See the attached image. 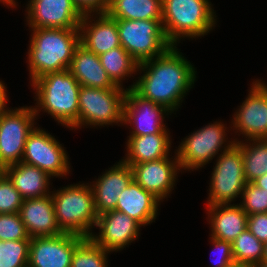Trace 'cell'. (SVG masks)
<instances>
[{
	"label": "cell",
	"mask_w": 267,
	"mask_h": 267,
	"mask_svg": "<svg viewBox=\"0 0 267 267\" xmlns=\"http://www.w3.org/2000/svg\"><path fill=\"white\" fill-rule=\"evenodd\" d=\"M209 183L206 205L231 204L241 199L246 178L241 147L235 142L216 157Z\"/></svg>",
	"instance_id": "9"
},
{
	"label": "cell",
	"mask_w": 267,
	"mask_h": 267,
	"mask_svg": "<svg viewBox=\"0 0 267 267\" xmlns=\"http://www.w3.org/2000/svg\"><path fill=\"white\" fill-rule=\"evenodd\" d=\"M83 14L106 13L110 0H73Z\"/></svg>",
	"instance_id": "37"
},
{
	"label": "cell",
	"mask_w": 267,
	"mask_h": 267,
	"mask_svg": "<svg viewBox=\"0 0 267 267\" xmlns=\"http://www.w3.org/2000/svg\"><path fill=\"white\" fill-rule=\"evenodd\" d=\"M4 174H5V167L0 165V179L3 177Z\"/></svg>",
	"instance_id": "44"
},
{
	"label": "cell",
	"mask_w": 267,
	"mask_h": 267,
	"mask_svg": "<svg viewBox=\"0 0 267 267\" xmlns=\"http://www.w3.org/2000/svg\"><path fill=\"white\" fill-rule=\"evenodd\" d=\"M31 240L19 213L0 214V241Z\"/></svg>",
	"instance_id": "33"
},
{
	"label": "cell",
	"mask_w": 267,
	"mask_h": 267,
	"mask_svg": "<svg viewBox=\"0 0 267 267\" xmlns=\"http://www.w3.org/2000/svg\"><path fill=\"white\" fill-rule=\"evenodd\" d=\"M115 20L121 46L138 64L162 55L172 46L160 20Z\"/></svg>",
	"instance_id": "8"
},
{
	"label": "cell",
	"mask_w": 267,
	"mask_h": 267,
	"mask_svg": "<svg viewBox=\"0 0 267 267\" xmlns=\"http://www.w3.org/2000/svg\"><path fill=\"white\" fill-rule=\"evenodd\" d=\"M250 267H267L266 263L250 264Z\"/></svg>",
	"instance_id": "43"
},
{
	"label": "cell",
	"mask_w": 267,
	"mask_h": 267,
	"mask_svg": "<svg viewBox=\"0 0 267 267\" xmlns=\"http://www.w3.org/2000/svg\"><path fill=\"white\" fill-rule=\"evenodd\" d=\"M228 267H250V264L249 263L233 262Z\"/></svg>",
	"instance_id": "41"
},
{
	"label": "cell",
	"mask_w": 267,
	"mask_h": 267,
	"mask_svg": "<svg viewBox=\"0 0 267 267\" xmlns=\"http://www.w3.org/2000/svg\"><path fill=\"white\" fill-rule=\"evenodd\" d=\"M19 215L31 238L58 236L63 233L56 221L51 194L24 199Z\"/></svg>",
	"instance_id": "20"
},
{
	"label": "cell",
	"mask_w": 267,
	"mask_h": 267,
	"mask_svg": "<svg viewBox=\"0 0 267 267\" xmlns=\"http://www.w3.org/2000/svg\"><path fill=\"white\" fill-rule=\"evenodd\" d=\"M172 115L165 107L143 98L133 88L126 89L123 124L131 128L129 136L170 132L164 120Z\"/></svg>",
	"instance_id": "13"
},
{
	"label": "cell",
	"mask_w": 267,
	"mask_h": 267,
	"mask_svg": "<svg viewBox=\"0 0 267 267\" xmlns=\"http://www.w3.org/2000/svg\"><path fill=\"white\" fill-rule=\"evenodd\" d=\"M90 238L108 252H120L138 239L142 225L127 214L112 210L98 215Z\"/></svg>",
	"instance_id": "16"
},
{
	"label": "cell",
	"mask_w": 267,
	"mask_h": 267,
	"mask_svg": "<svg viewBox=\"0 0 267 267\" xmlns=\"http://www.w3.org/2000/svg\"><path fill=\"white\" fill-rule=\"evenodd\" d=\"M126 89L81 86L78 94V129L123 124Z\"/></svg>",
	"instance_id": "7"
},
{
	"label": "cell",
	"mask_w": 267,
	"mask_h": 267,
	"mask_svg": "<svg viewBox=\"0 0 267 267\" xmlns=\"http://www.w3.org/2000/svg\"><path fill=\"white\" fill-rule=\"evenodd\" d=\"M210 0H162V25L171 45L202 38L217 25Z\"/></svg>",
	"instance_id": "4"
},
{
	"label": "cell",
	"mask_w": 267,
	"mask_h": 267,
	"mask_svg": "<svg viewBox=\"0 0 267 267\" xmlns=\"http://www.w3.org/2000/svg\"><path fill=\"white\" fill-rule=\"evenodd\" d=\"M79 32L80 44L98 56L121 46L116 20L107 13L84 14Z\"/></svg>",
	"instance_id": "18"
},
{
	"label": "cell",
	"mask_w": 267,
	"mask_h": 267,
	"mask_svg": "<svg viewBox=\"0 0 267 267\" xmlns=\"http://www.w3.org/2000/svg\"><path fill=\"white\" fill-rule=\"evenodd\" d=\"M30 86L36 94L33 106L36 117L39 118L41 111L46 112L64 128L78 130V94L81 85L69 69L44 74Z\"/></svg>",
	"instance_id": "3"
},
{
	"label": "cell",
	"mask_w": 267,
	"mask_h": 267,
	"mask_svg": "<svg viewBox=\"0 0 267 267\" xmlns=\"http://www.w3.org/2000/svg\"><path fill=\"white\" fill-rule=\"evenodd\" d=\"M0 3H2L3 5H6L9 9L10 8H17V5H15L12 0H0Z\"/></svg>",
	"instance_id": "40"
},
{
	"label": "cell",
	"mask_w": 267,
	"mask_h": 267,
	"mask_svg": "<svg viewBox=\"0 0 267 267\" xmlns=\"http://www.w3.org/2000/svg\"><path fill=\"white\" fill-rule=\"evenodd\" d=\"M183 55L177 45H172L162 55L138 64V80L135 78L126 89L133 88L143 98L176 114L197 81L196 68Z\"/></svg>",
	"instance_id": "1"
},
{
	"label": "cell",
	"mask_w": 267,
	"mask_h": 267,
	"mask_svg": "<svg viewBox=\"0 0 267 267\" xmlns=\"http://www.w3.org/2000/svg\"><path fill=\"white\" fill-rule=\"evenodd\" d=\"M250 86L242 105L232 115L229 128L235 136L242 135V141L267 139V84L256 78Z\"/></svg>",
	"instance_id": "12"
},
{
	"label": "cell",
	"mask_w": 267,
	"mask_h": 267,
	"mask_svg": "<svg viewBox=\"0 0 267 267\" xmlns=\"http://www.w3.org/2000/svg\"><path fill=\"white\" fill-rule=\"evenodd\" d=\"M225 124L221 120L208 123L188 134L180 142L175 152L181 171H195L203 168L235 143L234 137L228 139L229 133L226 132H229V128Z\"/></svg>",
	"instance_id": "6"
},
{
	"label": "cell",
	"mask_w": 267,
	"mask_h": 267,
	"mask_svg": "<svg viewBox=\"0 0 267 267\" xmlns=\"http://www.w3.org/2000/svg\"><path fill=\"white\" fill-rule=\"evenodd\" d=\"M161 202L149 191L142 188L134 179L122 190L116 211L127 214L142 226L155 222Z\"/></svg>",
	"instance_id": "22"
},
{
	"label": "cell",
	"mask_w": 267,
	"mask_h": 267,
	"mask_svg": "<svg viewBox=\"0 0 267 267\" xmlns=\"http://www.w3.org/2000/svg\"><path fill=\"white\" fill-rule=\"evenodd\" d=\"M106 13L113 19L162 22V0H110Z\"/></svg>",
	"instance_id": "26"
},
{
	"label": "cell",
	"mask_w": 267,
	"mask_h": 267,
	"mask_svg": "<svg viewBox=\"0 0 267 267\" xmlns=\"http://www.w3.org/2000/svg\"><path fill=\"white\" fill-rule=\"evenodd\" d=\"M34 107L9 108L0 117V165L20 163L28 135L38 124Z\"/></svg>",
	"instance_id": "11"
},
{
	"label": "cell",
	"mask_w": 267,
	"mask_h": 267,
	"mask_svg": "<svg viewBox=\"0 0 267 267\" xmlns=\"http://www.w3.org/2000/svg\"><path fill=\"white\" fill-rule=\"evenodd\" d=\"M25 6L29 28L79 29L84 15L73 0H29Z\"/></svg>",
	"instance_id": "14"
},
{
	"label": "cell",
	"mask_w": 267,
	"mask_h": 267,
	"mask_svg": "<svg viewBox=\"0 0 267 267\" xmlns=\"http://www.w3.org/2000/svg\"><path fill=\"white\" fill-rule=\"evenodd\" d=\"M125 157L126 164H137L159 160L172 156V138L170 132H159L142 136H127Z\"/></svg>",
	"instance_id": "23"
},
{
	"label": "cell",
	"mask_w": 267,
	"mask_h": 267,
	"mask_svg": "<svg viewBox=\"0 0 267 267\" xmlns=\"http://www.w3.org/2000/svg\"><path fill=\"white\" fill-rule=\"evenodd\" d=\"M12 2L16 5L18 2L17 0H12Z\"/></svg>",
	"instance_id": "45"
},
{
	"label": "cell",
	"mask_w": 267,
	"mask_h": 267,
	"mask_svg": "<svg viewBox=\"0 0 267 267\" xmlns=\"http://www.w3.org/2000/svg\"><path fill=\"white\" fill-rule=\"evenodd\" d=\"M58 227L63 233L89 238L97 223L94 193L90 183L70 184L51 193Z\"/></svg>",
	"instance_id": "5"
},
{
	"label": "cell",
	"mask_w": 267,
	"mask_h": 267,
	"mask_svg": "<svg viewBox=\"0 0 267 267\" xmlns=\"http://www.w3.org/2000/svg\"><path fill=\"white\" fill-rule=\"evenodd\" d=\"M240 203L247 215L267 212V190L259 188L252 182L245 184Z\"/></svg>",
	"instance_id": "32"
},
{
	"label": "cell",
	"mask_w": 267,
	"mask_h": 267,
	"mask_svg": "<svg viewBox=\"0 0 267 267\" xmlns=\"http://www.w3.org/2000/svg\"><path fill=\"white\" fill-rule=\"evenodd\" d=\"M7 91L4 81L0 80V117L10 108L7 106L9 102Z\"/></svg>",
	"instance_id": "38"
},
{
	"label": "cell",
	"mask_w": 267,
	"mask_h": 267,
	"mask_svg": "<svg viewBox=\"0 0 267 267\" xmlns=\"http://www.w3.org/2000/svg\"><path fill=\"white\" fill-rule=\"evenodd\" d=\"M29 29L31 34L26 62L30 84L44 74L70 68L74 52L80 44L79 29Z\"/></svg>",
	"instance_id": "2"
},
{
	"label": "cell",
	"mask_w": 267,
	"mask_h": 267,
	"mask_svg": "<svg viewBox=\"0 0 267 267\" xmlns=\"http://www.w3.org/2000/svg\"><path fill=\"white\" fill-rule=\"evenodd\" d=\"M234 141L241 147L244 175L246 182L267 173V139H250L242 141L234 137Z\"/></svg>",
	"instance_id": "27"
},
{
	"label": "cell",
	"mask_w": 267,
	"mask_h": 267,
	"mask_svg": "<svg viewBox=\"0 0 267 267\" xmlns=\"http://www.w3.org/2000/svg\"><path fill=\"white\" fill-rule=\"evenodd\" d=\"M205 206L211 237L232 243L247 229L248 215L238 203Z\"/></svg>",
	"instance_id": "21"
},
{
	"label": "cell",
	"mask_w": 267,
	"mask_h": 267,
	"mask_svg": "<svg viewBox=\"0 0 267 267\" xmlns=\"http://www.w3.org/2000/svg\"><path fill=\"white\" fill-rule=\"evenodd\" d=\"M85 238L72 233L33 237L27 267H70L75 248Z\"/></svg>",
	"instance_id": "17"
},
{
	"label": "cell",
	"mask_w": 267,
	"mask_h": 267,
	"mask_svg": "<svg viewBox=\"0 0 267 267\" xmlns=\"http://www.w3.org/2000/svg\"><path fill=\"white\" fill-rule=\"evenodd\" d=\"M263 263H266L267 264V242L264 243V256H263V259L262 261Z\"/></svg>",
	"instance_id": "42"
},
{
	"label": "cell",
	"mask_w": 267,
	"mask_h": 267,
	"mask_svg": "<svg viewBox=\"0 0 267 267\" xmlns=\"http://www.w3.org/2000/svg\"><path fill=\"white\" fill-rule=\"evenodd\" d=\"M63 146L45 128L36 126L27 137L21 162L42 169L52 178L66 177L71 163Z\"/></svg>",
	"instance_id": "10"
},
{
	"label": "cell",
	"mask_w": 267,
	"mask_h": 267,
	"mask_svg": "<svg viewBox=\"0 0 267 267\" xmlns=\"http://www.w3.org/2000/svg\"><path fill=\"white\" fill-rule=\"evenodd\" d=\"M247 229L261 242H267V212L248 215Z\"/></svg>",
	"instance_id": "36"
},
{
	"label": "cell",
	"mask_w": 267,
	"mask_h": 267,
	"mask_svg": "<svg viewBox=\"0 0 267 267\" xmlns=\"http://www.w3.org/2000/svg\"><path fill=\"white\" fill-rule=\"evenodd\" d=\"M232 252L234 262L258 264L264 256V243L246 229L232 242Z\"/></svg>",
	"instance_id": "29"
},
{
	"label": "cell",
	"mask_w": 267,
	"mask_h": 267,
	"mask_svg": "<svg viewBox=\"0 0 267 267\" xmlns=\"http://www.w3.org/2000/svg\"><path fill=\"white\" fill-rule=\"evenodd\" d=\"M128 165L133 170V179L160 202L172 194L178 174L182 173L176 152L172 157Z\"/></svg>",
	"instance_id": "15"
},
{
	"label": "cell",
	"mask_w": 267,
	"mask_h": 267,
	"mask_svg": "<svg viewBox=\"0 0 267 267\" xmlns=\"http://www.w3.org/2000/svg\"><path fill=\"white\" fill-rule=\"evenodd\" d=\"M252 183L259 188L267 190V173L261 177L256 178Z\"/></svg>",
	"instance_id": "39"
},
{
	"label": "cell",
	"mask_w": 267,
	"mask_h": 267,
	"mask_svg": "<svg viewBox=\"0 0 267 267\" xmlns=\"http://www.w3.org/2000/svg\"><path fill=\"white\" fill-rule=\"evenodd\" d=\"M5 174L23 199L40 198L52 193V177L38 167L20 162L5 167Z\"/></svg>",
	"instance_id": "25"
},
{
	"label": "cell",
	"mask_w": 267,
	"mask_h": 267,
	"mask_svg": "<svg viewBox=\"0 0 267 267\" xmlns=\"http://www.w3.org/2000/svg\"><path fill=\"white\" fill-rule=\"evenodd\" d=\"M99 58L109 78L118 87L125 88L123 81L137 74L138 63L122 46L99 55Z\"/></svg>",
	"instance_id": "28"
},
{
	"label": "cell",
	"mask_w": 267,
	"mask_h": 267,
	"mask_svg": "<svg viewBox=\"0 0 267 267\" xmlns=\"http://www.w3.org/2000/svg\"><path fill=\"white\" fill-rule=\"evenodd\" d=\"M111 253L85 238L74 250L70 267H108Z\"/></svg>",
	"instance_id": "30"
},
{
	"label": "cell",
	"mask_w": 267,
	"mask_h": 267,
	"mask_svg": "<svg viewBox=\"0 0 267 267\" xmlns=\"http://www.w3.org/2000/svg\"><path fill=\"white\" fill-rule=\"evenodd\" d=\"M133 180V170L130 165L119 160L117 164L103 171L102 175L90 181L94 193L97 215L116 210L119 196Z\"/></svg>",
	"instance_id": "19"
},
{
	"label": "cell",
	"mask_w": 267,
	"mask_h": 267,
	"mask_svg": "<svg viewBox=\"0 0 267 267\" xmlns=\"http://www.w3.org/2000/svg\"><path fill=\"white\" fill-rule=\"evenodd\" d=\"M23 198L6 174L0 179V214L19 213Z\"/></svg>",
	"instance_id": "34"
},
{
	"label": "cell",
	"mask_w": 267,
	"mask_h": 267,
	"mask_svg": "<svg viewBox=\"0 0 267 267\" xmlns=\"http://www.w3.org/2000/svg\"><path fill=\"white\" fill-rule=\"evenodd\" d=\"M209 238V242H211V245L213 246V249L211 250L212 253L216 252V256L219 254V259L213 261V263H215L213 264V267H228L234 262L232 243L211 236Z\"/></svg>",
	"instance_id": "35"
},
{
	"label": "cell",
	"mask_w": 267,
	"mask_h": 267,
	"mask_svg": "<svg viewBox=\"0 0 267 267\" xmlns=\"http://www.w3.org/2000/svg\"><path fill=\"white\" fill-rule=\"evenodd\" d=\"M69 70L81 86L102 89L118 88L101 65L99 56L81 44L74 52Z\"/></svg>",
	"instance_id": "24"
},
{
	"label": "cell",
	"mask_w": 267,
	"mask_h": 267,
	"mask_svg": "<svg viewBox=\"0 0 267 267\" xmlns=\"http://www.w3.org/2000/svg\"><path fill=\"white\" fill-rule=\"evenodd\" d=\"M30 240L0 241V267H27Z\"/></svg>",
	"instance_id": "31"
}]
</instances>
